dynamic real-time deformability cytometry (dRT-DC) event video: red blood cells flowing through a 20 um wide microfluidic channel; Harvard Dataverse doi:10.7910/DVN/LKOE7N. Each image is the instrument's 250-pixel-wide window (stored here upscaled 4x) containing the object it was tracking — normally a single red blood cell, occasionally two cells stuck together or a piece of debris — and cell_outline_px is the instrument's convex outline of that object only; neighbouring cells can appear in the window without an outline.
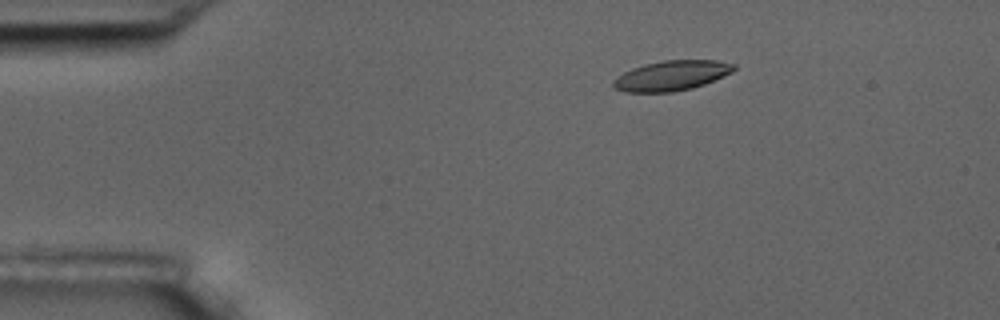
{"species": "common noctule bat (a hibernating species)", "species_latin": "Nyctalus noctula", "temperature_condition": "room temperature", "stored_images_in_passage": 6, "camera_frame_rate_fps": 3000, "um_per_image_px": 0.085, "animal": {"sex": "male", "body_mass_g": 17.5, "forearm_length_mm": 52.3}, "frame": {"image": 1, "passage_image": 3, "time_ms": 2.333, "image_size_px": [1000, 320], "cell_outline_px": [[736, 68], [732, 72], [724, 76], [704, 84], [692, 88], [672, 92], [624, 92], [616, 88], [612, 84], [612, 80], [624, 72], [632, 68], [644, 64], [664, 60], [716, 60], [736, 64]], "centroid_in_image_um": [57.09, 6.42], "position_along_channel_um": 27.9, "area_um2": 21.1}}
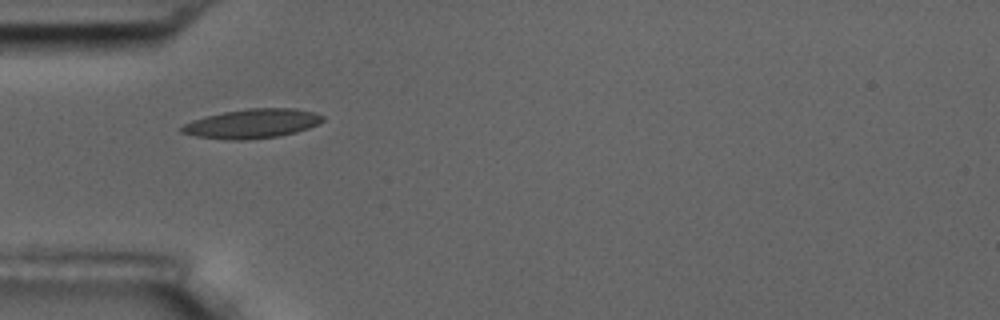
{"frame": {"image": 2, "passage_image": 5, "time_ms": 5.0, "image_size_px": [1000, 320], "cell_outline_px": [[324, 120], [308, 128], [296, 132], [276, 136], [244, 140], [228, 140], [196, 136], [180, 132], [180, 128], [184, 124], [192, 120], [204, 116], [224, 112], [248, 108], [292, 108], [316, 112], [324, 116]], "centroid_in_image_um": [21.42, 10.5], "position_along_channel_um": 63.6, "area_um2": 23.99}}